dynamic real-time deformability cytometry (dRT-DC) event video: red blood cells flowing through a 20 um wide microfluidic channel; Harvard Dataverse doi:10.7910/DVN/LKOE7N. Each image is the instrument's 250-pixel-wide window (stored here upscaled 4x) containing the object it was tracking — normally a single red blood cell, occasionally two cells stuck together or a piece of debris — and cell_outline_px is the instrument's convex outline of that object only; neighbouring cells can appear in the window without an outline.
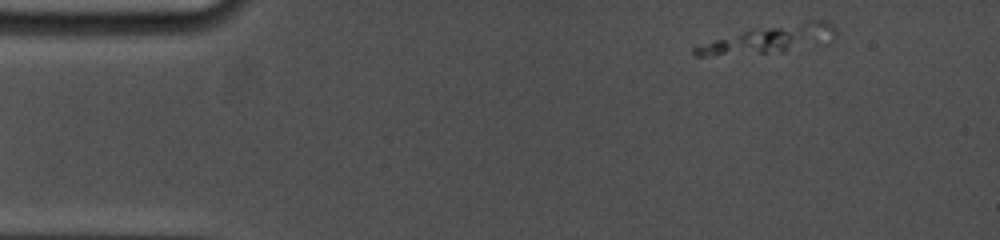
{"species": "common noctule bat (a hibernating species)", "species_latin": "Nyctalus noctula", "temperature_condition": "cold", "stored_images_in_passage": 44, "camera_frame_rate_fps": 5000, "um_per_image_px": 0.085, "animal": {"sex": "female", "body_mass_g": 19.0, "forearm_length_mm": 53.3}, "frame": {"image": 1, "passage_image": 1, "time_ms": 0.0, "image_size_px": [1000, 240], "cell_outline_px": [[788, 48], [784, 52], [704, 56], [696, 56], [692, 52], [692, 48], [748, 28], [776, 28], [788, 32]], "centroid_in_image_um": [63.43, 3.66], "position_along_channel_um": 21.6, "area_um2": 13.81}}
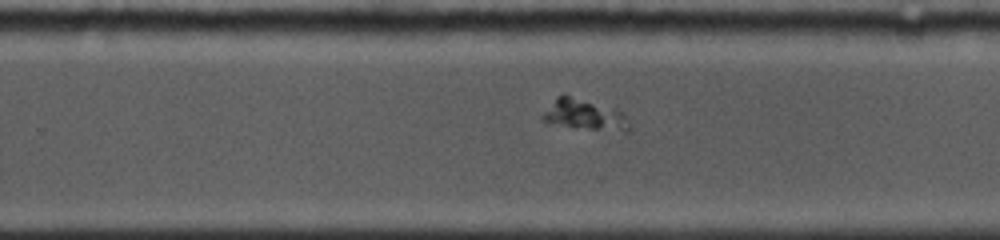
{"frame": {"image": 2, "passage_image": 28, "time_ms": 9.4, "image_size_px": [1000, 240], "cell_outline_px": [[632, 132], [624, 132], [588, 128], [540, 120], [540, 116], [556, 96], [564, 92], [616, 108], [632, 124]], "centroid_in_image_um": [49.74, 9.7], "position_along_channel_um": 280.1, "area_um2": 15.78}}
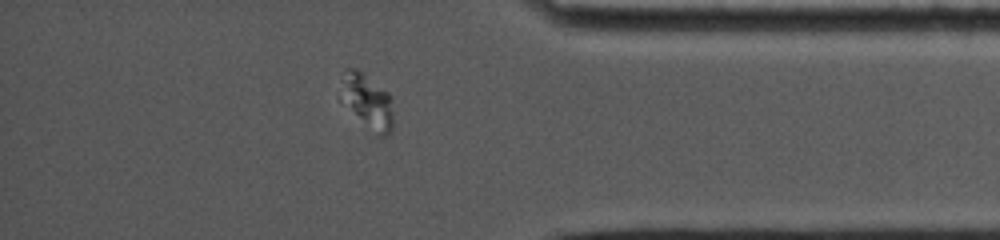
{"frame": {"image": 3, "passage_image": 39, "time_ms": 13.0, "image_size_px": [1000, 240], "cell_outline_px": [[392, 128], [388, 136], [376, 136], [344, 100], [348, 68], [356, 68], [364, 72], [388, 92], [392, 116]], "centroid_in_image_um": [31.36, 8.66], "position_along_channel_um": 403.8, "area_um2": 15.26}}